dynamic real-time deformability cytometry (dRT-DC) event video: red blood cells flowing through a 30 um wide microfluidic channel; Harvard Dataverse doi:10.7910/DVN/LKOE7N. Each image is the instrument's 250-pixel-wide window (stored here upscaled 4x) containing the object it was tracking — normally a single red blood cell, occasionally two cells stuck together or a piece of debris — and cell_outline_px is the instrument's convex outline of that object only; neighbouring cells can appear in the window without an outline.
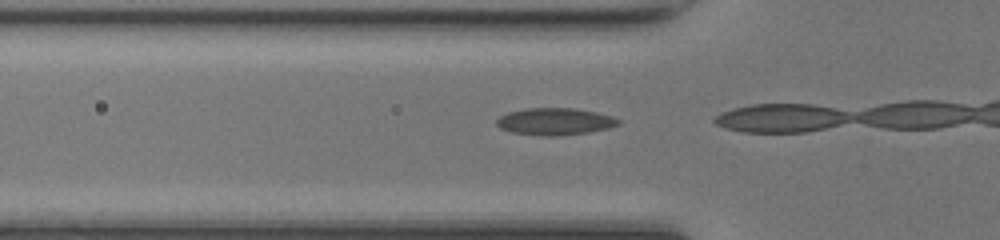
{"species": "common noctule bat (a hibernating species)", "species_latin": "Nyctalus noctula", "temperature_condition": "room temperature", "stored_images_in_passage": 3, "camera_frame_rate_fps": 3000, "um_per_image_px": 0.085, "animal": {"sex": "female", "body_mass_g": 17.0, "forearm_length_mm": 48.0}, "frame": {"image": 1, "passage_image": 2, "time_ms": 0.333, "image_size_px": [1000, 240], "cell_outline_px": [[620, 124], [608, 128], [588, 132], [556, 136], [540, 136], [512, 132], [500, 128], [496, 124], [496, 120], [500, 116], [508, 112], [528, 108], [572, 108], [596, 112], [612, 116], [620, 120]], "centroid_in_image_um": [47.16, 10.33], "position_along_channel_um": 78.6, "area_um2": 19.13}}